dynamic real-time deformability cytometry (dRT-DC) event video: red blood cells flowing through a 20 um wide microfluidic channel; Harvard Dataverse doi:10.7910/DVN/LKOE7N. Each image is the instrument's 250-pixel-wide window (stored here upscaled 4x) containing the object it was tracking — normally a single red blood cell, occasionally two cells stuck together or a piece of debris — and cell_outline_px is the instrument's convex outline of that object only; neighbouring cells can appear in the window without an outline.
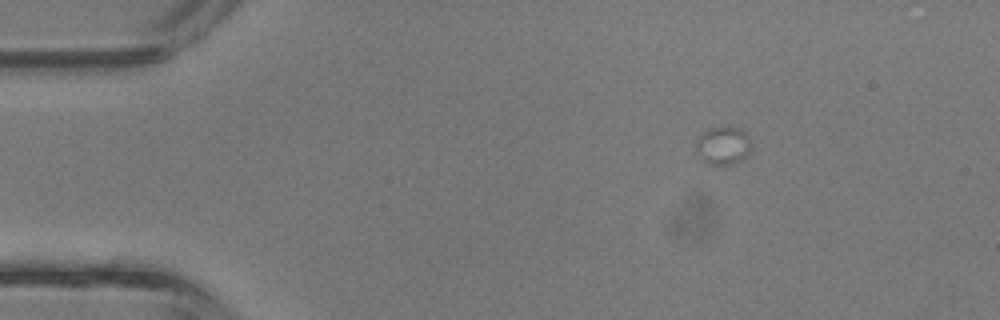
{"species": "common noctule bat (a hibernating species)", "species_latin": "Nyctalus noctula", "temperature_condition": "room temperature", "stored_images_in_passage": 1, "camera_frame_rate_fps": 3000, "um_per_image_px": 0.085, "animal": {"sex": "male", "body_mass_g": 13.3}, "frame": {"image": 1, "passage_image": 1, "time_ms": 0.0, "image_size_px": [1000, 320], "cell_outline_px": [[752, 144], [748, 152], [740, 160], [732, 164], [708, 164], [700, 156], [696, 144], [696, 140], [708, 128], [740, 128], [748, 136]], "centroid_in_image_um": [61.47, 12.37], "position_along_channel_um": 23.5, "area_um2": 11.79}}